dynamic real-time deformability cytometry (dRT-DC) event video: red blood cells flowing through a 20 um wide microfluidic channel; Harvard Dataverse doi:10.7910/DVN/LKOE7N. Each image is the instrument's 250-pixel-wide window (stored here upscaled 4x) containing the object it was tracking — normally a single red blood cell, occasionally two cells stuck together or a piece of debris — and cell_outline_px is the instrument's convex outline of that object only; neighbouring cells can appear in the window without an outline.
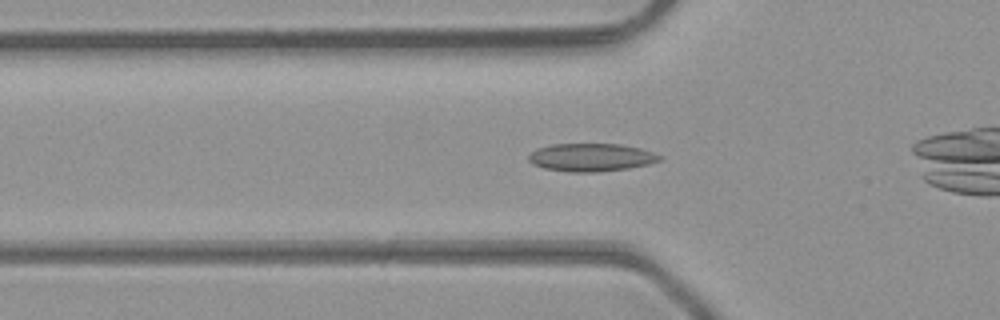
{"species": "common noctule bat (a hibernating species)", "species_latin": "Nyctalus noctula", "temperature_condition": "room temperature", "stored_images_in_passage": 40, "camera_frame_rate_fps": 3000, "um_per_image_px": 0.085, "animal": {"sex": "male", "body_mass_g": 23.1, "forearm_length_mm": 52.7}, "frame": {"image": 1, "passage_image": 8, "time_ms": 2.333, "image_size_px": [1000, 320], "cell_outline_px": [[664, 160], [648, 164], [628, 168], [600, 172], [568, 172], [544, 168], [532, 164], [528, 160], [528, 156], [536, 148], [552, 144], [620, 144], [640, 148], [664, 156]], "centroid_in_image_um": [50.26, 13.38], "position_along_channel_um": 75.5, "area_um2": 21.56}}
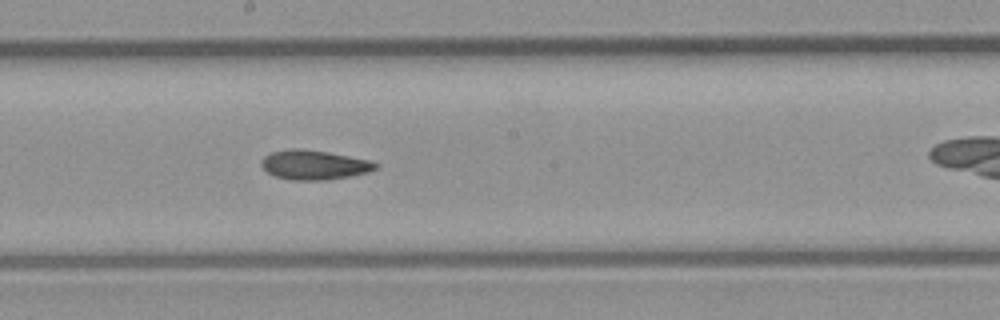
{"frame": {"image": 2, "passage_image": 18, "time_ms": 5.667, "image_size_px": [1000, 320], "cell_outline_px": [[380, 164], [376, 168], [368, 172], [328, 180], [292, 180], [276, 176], [268, 172], [260, 164], [260, 160], [264, 156], [272, 152], [292, 148], [296, 148], [328, 152], [372, 160]], "centroid_in_image_um": [26.71, 14.01], "position_along_channel_um": 221.5, "area_um2": 19.59}}
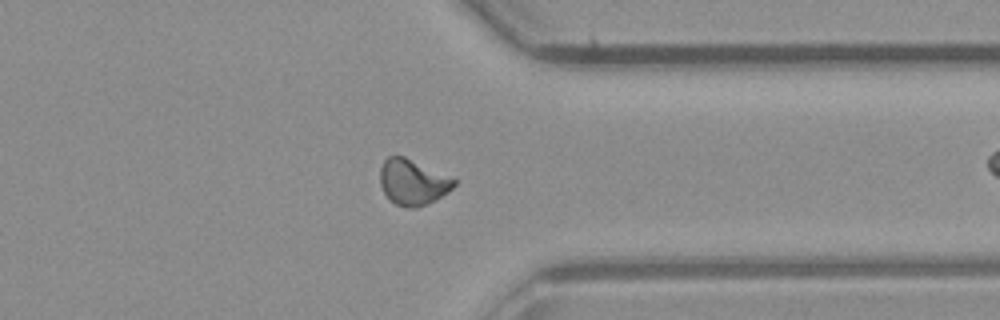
{"frame": {"image": 3, "passage_image": 29, "time_ms": 9.333, "image_size_px": [1000, 320], "cell_outline_px": [[456, 184], [448, 192], [416, 208], [404, 208], [396, 204], [384, 192], [380, 184], [380, 168], [384, 160], [388, 156], [404, 156], [456, 180]], "centroid_in_image_um": [35.04, 15.48], "position_along_channel_um": 376.4, "area_um2": 19.19}, "authors_computed_cell_mechanics": {"area_um2": 19.3052, "velocity_mm_per_s": 4.3436, "shape_relaxation_time_tau1_ms": null, "shape_relaxation_time_tau2_ms": 5.2547, "deformation_change_tau1": null, "deformation_change_tau2": 0.0989}}